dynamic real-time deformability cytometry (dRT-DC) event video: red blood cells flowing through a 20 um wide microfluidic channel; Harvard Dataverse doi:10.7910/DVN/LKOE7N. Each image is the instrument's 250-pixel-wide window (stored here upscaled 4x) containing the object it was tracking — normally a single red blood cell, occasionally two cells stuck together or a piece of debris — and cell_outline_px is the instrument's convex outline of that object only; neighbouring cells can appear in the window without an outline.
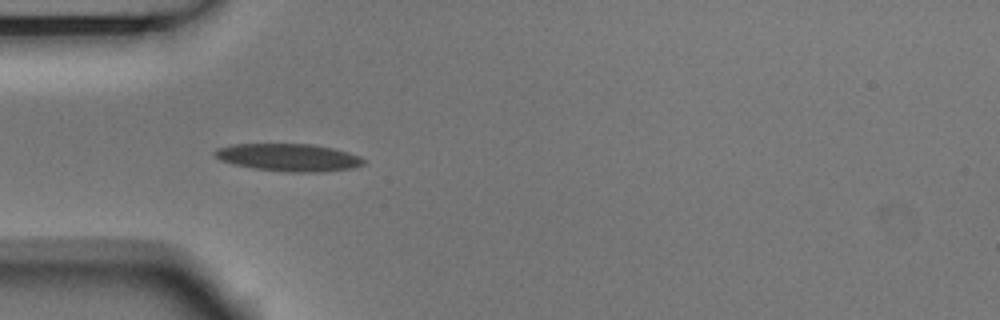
{"species": "Egyptian fruit bat (a non-hibernating species)", "species_latin": "Rousettus aegyptiacus", "temperature_condition": "room temperature", "stored_images_in_passage": 6, "camera_frame_rate_fps": 3000, "um_per_image_px": 0.085, "animal": {"sex": "male"}, "frame": {"image": 1, "passage_image": 5, "time_ms": 1.333, "image_size_px": [1000, 320], "cell_outline_px": [[364, 164], [352, 168], [320, 172], [288, 172], [252, 168], [232, 164], [220, 160], [212, 152], [216, 148], [232, 144], [312, 144], [332, 148], [348, 152], [360, 156], [364, 160]], "centroid_in_image_um": [24.5, 13.38], "position_along_channel_um": 60.5, "area_um2": 23.93}}
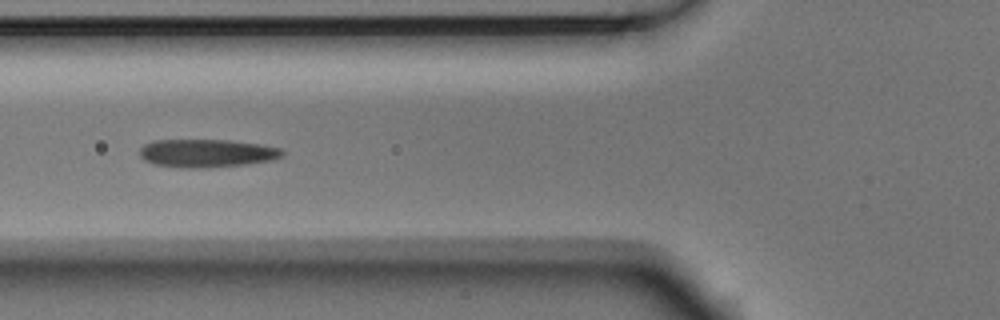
{"frame": {"image": 2, "passage_image": 6, "time_ms": 1.667, "image_size_px": [1000, 320], "cell_outline_px": [[284, 152], [280, 156], [272, 160], [244, 164], [208, 168], [180, 168], [152, 164], [144, 160], [140, 156], [140, 148], [144, 144], [152, 140], [232, 140], [264, 144], [280, 148]], "centroid_in_image_um": [17.54, 13.02], "position_along_channel_um": 108.3, "area_um2": 23.64}}